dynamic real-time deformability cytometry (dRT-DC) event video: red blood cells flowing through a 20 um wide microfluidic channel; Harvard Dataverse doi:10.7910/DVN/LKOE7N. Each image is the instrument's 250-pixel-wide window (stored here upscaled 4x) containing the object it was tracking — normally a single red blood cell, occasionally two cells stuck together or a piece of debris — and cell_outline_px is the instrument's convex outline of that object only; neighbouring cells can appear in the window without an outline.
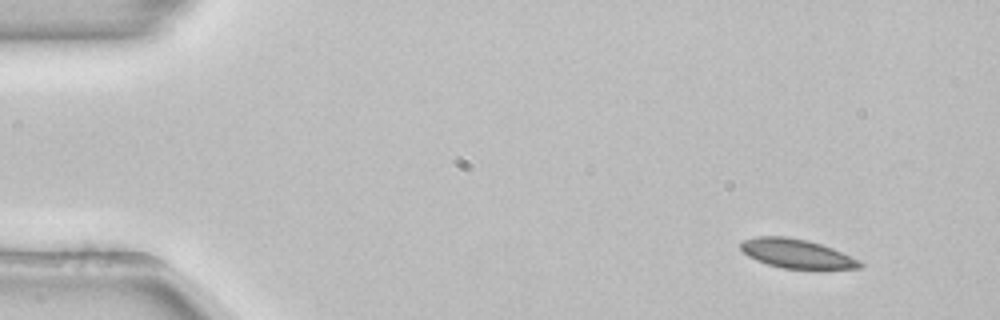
{"species": "common noctule bat (a hibernating species)", "species_latin": "Nyctalus noctula", "temperature_condition": "room temperature", "stored_images_in_passage": 49, "camera_frame_rate_fps": 3000, "um_per_image_px": 0.085, "animal": {"sex": "female", "body_mass_g": 22.7, "forearm_length_mm": 54.2}, "frame": {"image": 1, "passage_image": 1, "time_ms": 0.0, "image_size_px": [1000, 320], "cell_outline_px": [[864, 264], [860, 268], [780, 268], [756, 260], [748, 256], [740, 248], [740, 244], [744, 240], [756, 236], [784, 236], [808, 240], [832, 248], [860, 260]], "centroid_in_image_um": [67.69, 21.54], "position_along_channel_um": 17.3, "area_um2": 19.94}}
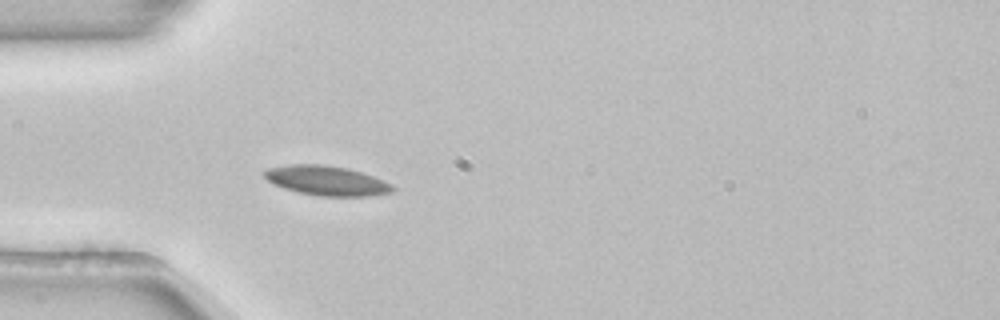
{"frame": {"image": 2, "passage_image": 12, "time_ms": 3.667, "image_size_px": [1000, 320], "cell_outline_px": [[396, 188], [392, 192], [372, 196], [320, 196], [300, 192], [284, 188], [272, 184], [260, 172], [268, 168], [288, 164], [324, 164], [348, 168], [384, 180], [392, 184]], "centroid_in_image_um": [27.75, 15.34], "position_along_channel_um": 57.2, "area_um2": 22.31}}
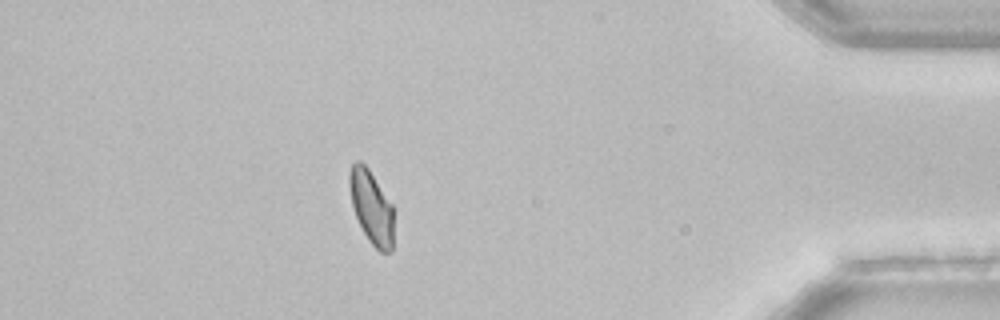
{"frame": {"image": 3, "passage_image": 43, "time_ms": 14.0, "image_size_px": [1000, 320], "cell_outline_px": [[392, 252], [380, 252], [368, 240], [356, 216], [352, 204], [348, 184], [348, 172], [352, 164], [356, 160], [360, 160], [368, 168], [392, 204]], "centroid_in_image_um": [31.54, 17.57], "position_along_channel_um": 403.7, "area_um2": 18.73}, "authors_computed_cell_mechanics": {"area_um2": 20.2878, "velocity_mm_per_s": 3.854, "shape_relaxation_time_tau1_ms": 6.8896, "shape_relaxation_time_tau2_ms": null, "deformation_change_tau1": 0.1157, "deformation_change_tau2": null}}